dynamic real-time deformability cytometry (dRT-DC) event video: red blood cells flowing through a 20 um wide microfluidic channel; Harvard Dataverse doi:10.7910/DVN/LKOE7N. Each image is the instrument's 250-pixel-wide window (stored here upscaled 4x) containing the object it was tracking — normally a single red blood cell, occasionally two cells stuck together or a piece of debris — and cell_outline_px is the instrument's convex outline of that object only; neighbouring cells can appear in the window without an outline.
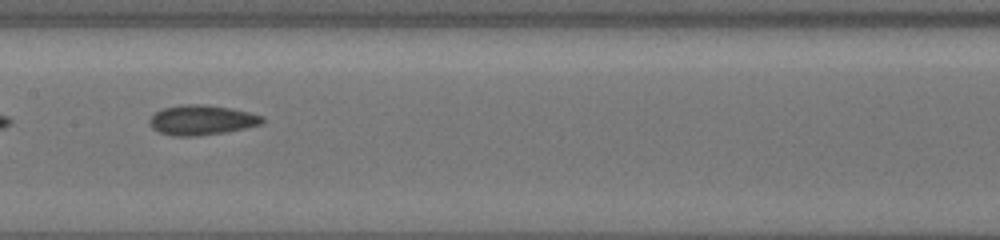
{"species": "common noctule bat (a hibernating species)", "species_latin": "Nyctalus noctula", "temperature_condition": "cold", "stored_images_in_passage": 35, "camera_frame_rate_fps": 3000, "um_per_image_px": 0.085, "animal": {"sex": "female", "body_mass_g": 19.5, "forearm_length_mm": 54.1}, "frame": {"image": 1, "passage_image": 10, "time_ms": 4.333, "image_size_px": [1000, 240], "cell_outline_px": [[264, 120], [260, 124], [244, 128], [224, 132], [196, 136], [172, 136], [160, 132], [152, 128], [148, 120], [156, 112], [164, 108], [184, 104], [204, 104], [228, 108], [248, 112], [264, 116]], "centroid_in_image_um": [17.12, 10.2], "position_along_channel_um": 190.3, "area_um2": 19.42}}
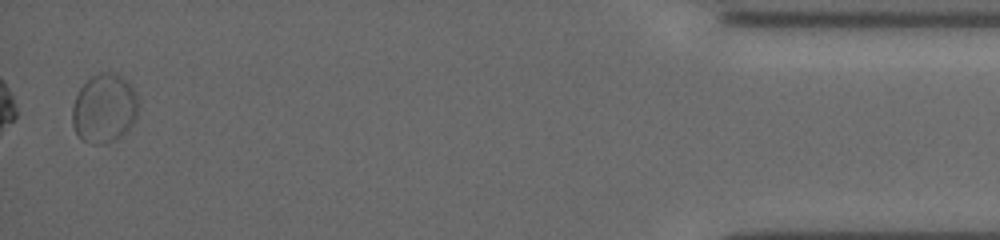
{"frame": {"image": 2, "passage_image": 35, "time_ms": 12.667, "image_size_px": [1000, 240], "cell_outline_px": [[136, 116], [132, 124], [120, 136], [112, 140], [100, 144], [92, 144], [84, 140], [76, 132], [72, 124], [72, 104], [80, 88], [92, 76], [100, 72], [116, 72], [128, 80], [136, 92]], "centroid_in_image_um": [8.84, 9.17], "position_along_channel_um": 426.4, "area_um2": 26.3}, "authors_computed_cell_mechanics": {"area_um2": 18.496, "velocity_mm_per_s": 3.7196, "shape_relaxation_time_tau1_ms": 4.6487, "shape_relaxation_time_tau2_ms": 2.7614, "deformation_change_tau1": 0.1251, "deformation_change_tau2": 0.0923}}